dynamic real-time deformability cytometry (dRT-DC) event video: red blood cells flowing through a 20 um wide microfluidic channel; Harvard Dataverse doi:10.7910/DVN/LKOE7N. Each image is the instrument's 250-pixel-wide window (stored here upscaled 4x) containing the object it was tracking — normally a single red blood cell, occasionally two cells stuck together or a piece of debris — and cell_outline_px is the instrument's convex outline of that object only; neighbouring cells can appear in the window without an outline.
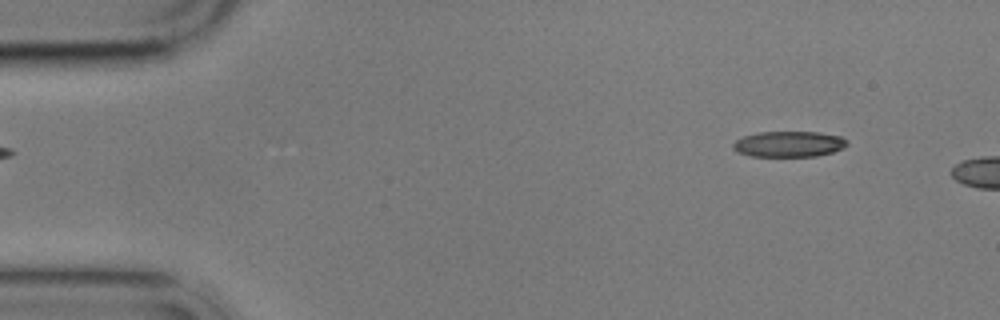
{"species": "common noctule bat (a hibernating species)", "species_latin": "Nyctalus noctula", "temperature_condition": "cold", "stored_images_in_passage": 5, "camera_frame_rate_fps": 3000, "um_per_image_px": 0.085, "animal": {"sex": "male", "body_mass_g": 17.9}, "frame": {"image": 1, "passage_image": 5, "time_ms": 5.333, "image_size_px": [1000, 320], "cell_outline_px": [[848, 144], [844, 148], [832, 152], [816, 156], [752, 156], [736, 152], [732, 148], [732, 144], [736, 140], [744, 136], [760, 132], [820, 132], [840, 136], [848, 140]], "centroid_in_image_um": [67.06, 12.24], "position_along_channel_um": 17.9, "area_um2": 17.17}}